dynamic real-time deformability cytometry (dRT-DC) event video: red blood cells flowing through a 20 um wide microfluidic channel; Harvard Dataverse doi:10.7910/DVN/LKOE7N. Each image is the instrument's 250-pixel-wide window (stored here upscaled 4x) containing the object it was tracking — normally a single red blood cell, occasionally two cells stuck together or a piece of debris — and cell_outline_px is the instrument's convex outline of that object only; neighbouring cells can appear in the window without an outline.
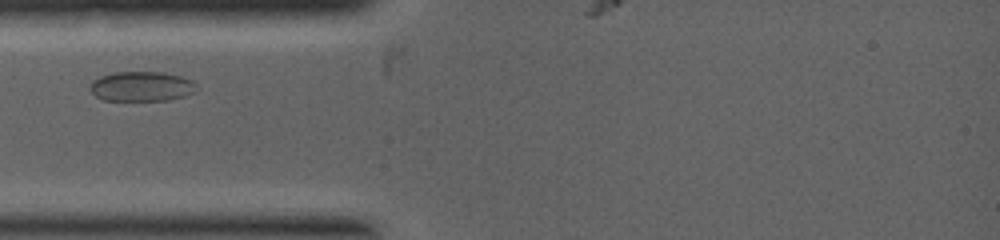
{"species": "common noctule bat (a hibernating species)", "species_latin": "Nyctalus noctula", "temperature_condition": "warm", "stored_images_in_passage": 32, "camera_frame_rate_fps": 5000, "um_per_image_px": 0.085, "animal": {"sex": "female", "body_mass_g": 19.0, "forearm_length_mm": 53.3}, "frame": {"image": 1, "passage_image": 1, "time_ms": 0.0, "image_size_px": [1000, 240], "cell_outline_px": [[196, 92], [184, 96], [168, 100], [104, 100], [96, 96], [88, 88], [92, 80], [100, 76], [116, 72], [164, 72], [180, 76], [192, 80], [196, 84]], "centroid_in_image_um": [12.03, 7.34], "position_along_channel_um": 73.0, "area_um2": 18.55}}
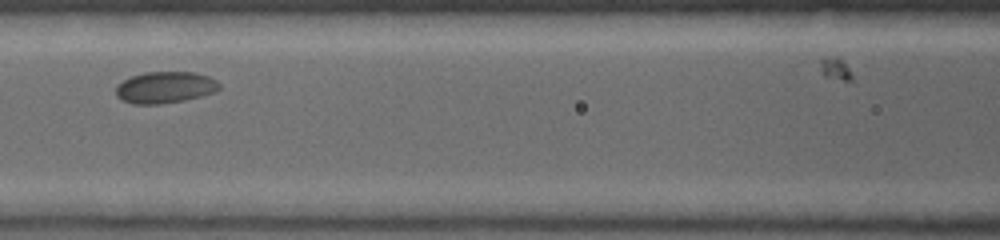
{"frame": {"image": 2, "passage_image": 10, "time_ms": 1.2, "image_size_px": [1000, 240], "cell_outline_px": [[220, 88], [216, 92], [184, 100], [160, 104], [132, 104], [120, 100], [116, 96], [116, 88], [124, 80], [132, 76], [144, 72], [196, 72], [208, 76], [216, 80], [220, 84]], "centroid_in_image_um": [14.04, 7.43], "position_along_channel_um": 152.6, "area_um2": 19.07}}
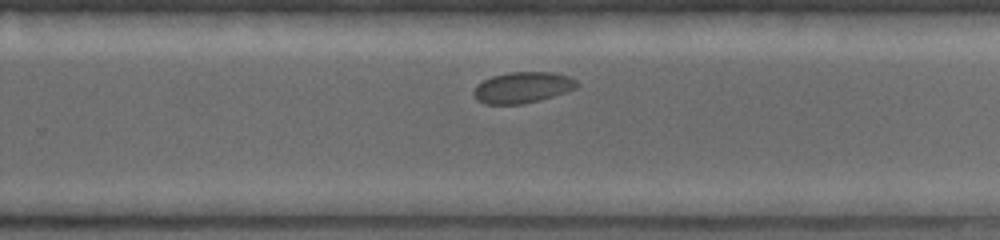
{"frame": {"image": 3, "passage_image": 26, "time_ms": 3.2, "image_size_px": [1000, 240], "cell_outline_px": [[580, 84], [576, 88], [568, 92], [540, 100], [520, 104], [484, 104], [476, 100], [472, 92], [476, 84], [492, 76], [508, 72], [552, 72], [568, 76], [576, 80]], "centroid_in_image_um": [44.41, 7.44], "position_along_channel_um": 285.4, "area_um2": 18.9}}